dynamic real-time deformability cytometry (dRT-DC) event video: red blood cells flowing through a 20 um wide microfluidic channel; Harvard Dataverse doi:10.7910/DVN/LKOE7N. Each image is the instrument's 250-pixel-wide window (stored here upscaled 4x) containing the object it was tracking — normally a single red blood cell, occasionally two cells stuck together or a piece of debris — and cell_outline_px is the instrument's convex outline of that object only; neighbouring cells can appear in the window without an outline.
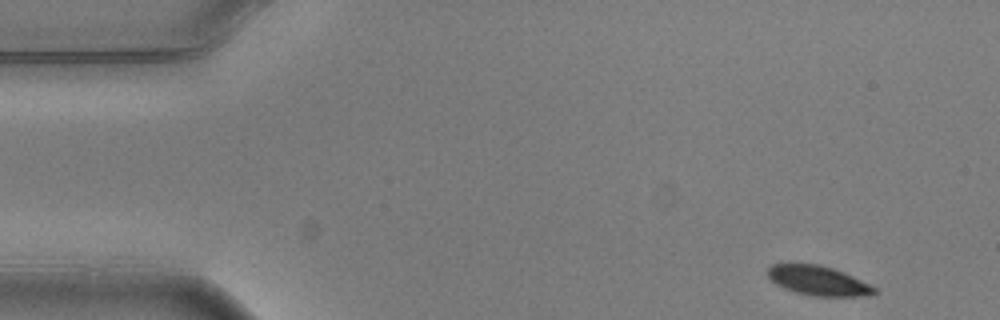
{"species": "common noctule bat (a hibernating species)", "species_latin": "Nyctalus noctula", "temperature_condition": "warm", "stored_images_in_passage": 4, "camera_frame_rate_fps": 3000, "um_per_image_px": 0.085, "animal": {"sex": "male", "body_mass_g": 20.5, "forearm_length_mm": 52.5}, "frame": {"image": 1, "passage_image": 1, "time_ms": 0.0, "image_size_px": [1000, 320], "cell_outline_px": [[880, 292], [872, 296], [812, 296], [796, 292], [784, 288], [776, 284], [768, 276], [768, 268], [772, 264], [820, 264], [844, 272], [876, 288]], "centroid_in_image_um": [69.59, 23.87], "position_along_channel_um": 15.4, "area_um2": 18.32}}
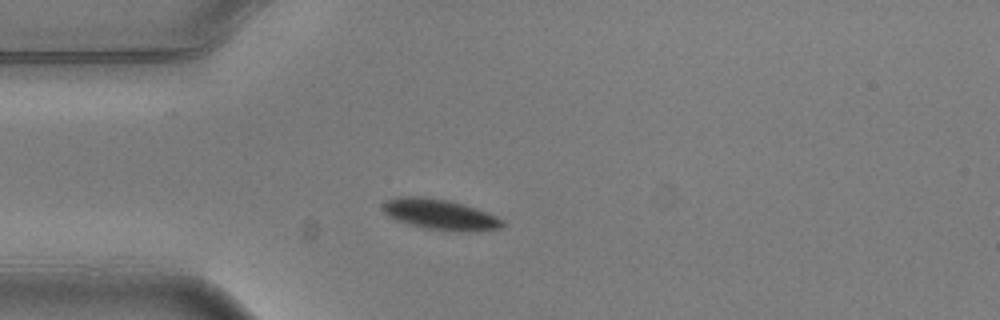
{"frame": {"image": 2, "passage_image": 4, "time_ms": 1.0, "image_size_px": [1000, 320], "cell_outline_px": [[504, 224], [500, 228], [480, 232], [460, 232], [424, 228], [408, 224], [396, 220], [388, 216], [384, 212], [384, 204], [388, 200], [396, 196], [416, 196], [444, 200], [460, 204], [496, 216], [504, 220]], "centroid_in_image_um": [37.41, 18.26], "position_along_channel_um": 47.6, "area_um2": 21.04}}